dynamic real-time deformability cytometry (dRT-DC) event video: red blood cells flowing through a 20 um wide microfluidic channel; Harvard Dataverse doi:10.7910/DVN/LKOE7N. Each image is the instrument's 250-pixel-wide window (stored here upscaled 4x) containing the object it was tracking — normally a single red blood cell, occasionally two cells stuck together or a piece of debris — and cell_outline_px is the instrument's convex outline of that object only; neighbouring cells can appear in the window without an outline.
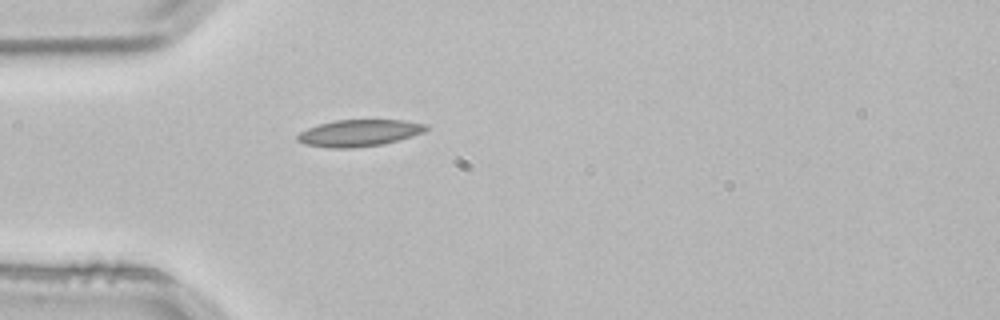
{"species": "common noctule bat (a hibernating species)", "species_latin": "Nyctalus noctula", "temperature_condition": "room temperature", "stored_images_in_passage": 3, "camera_frame_rate_fps": 3000, "um_per_image_px": 0.085, "animal": {"sex": "male", "body_mass_g": 21.5, "forearm_length_mm": 52.0}, "frame": {"image": 1, "passage_image": 3, "time_ms": 0.667, "image_size_px": [1000, 320], "cell_outline_px": [[432, 128], [424, 132], [412, 136], [384, 144], [352, 148], [328, 148], [304, 144], [296, 140], [296, 136], [300, 132], [308, 128], [320, 124], [336, 120], [404, 120], [428, 124]], "centroid_in_image_um": [30.56, 11.3], "position_along_channel_um": 54.4, "area_um2": 20.23}}